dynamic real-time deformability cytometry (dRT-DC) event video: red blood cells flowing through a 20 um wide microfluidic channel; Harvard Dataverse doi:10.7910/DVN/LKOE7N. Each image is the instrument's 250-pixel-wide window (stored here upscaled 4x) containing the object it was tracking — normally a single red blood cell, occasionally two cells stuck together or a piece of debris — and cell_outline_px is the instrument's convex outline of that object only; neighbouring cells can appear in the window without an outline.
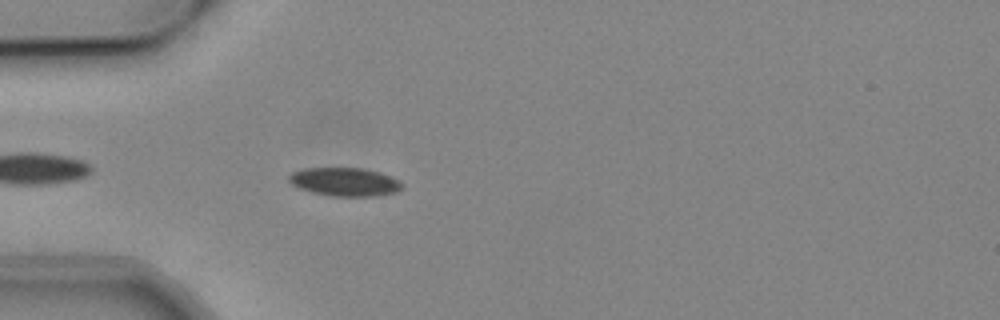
{"species": "common noctule bat (a hibernating species)", "species_latin": "Nyctalus noctula", "temperature_condition": "cold", "stored_images_in_passage": 17, "camera_frame_rate_fps": 3000, "um_per_image_px": 0.085, "animal": {"sex": "male", "body_mass_g": 19.2, "forearm_length_mm": 51.8}, "frame": {"image": 1, "passage_image": 4, "time_ms": 1.0, "image_size_px": [1000, 320], "cell_outline_px": [[404, 188], [396, 192], [376, 196], [332, 196], [312, 192], [300, 188], [292, 184], [288, 180], [288, 176], [292, 172], [304, 168], [360, 168], [380, 172], [404, 184]], "centroid_in_image_um": [29.3, 15.46], "position_along_channel_um": 55.7, "area_um2": 18.67}}
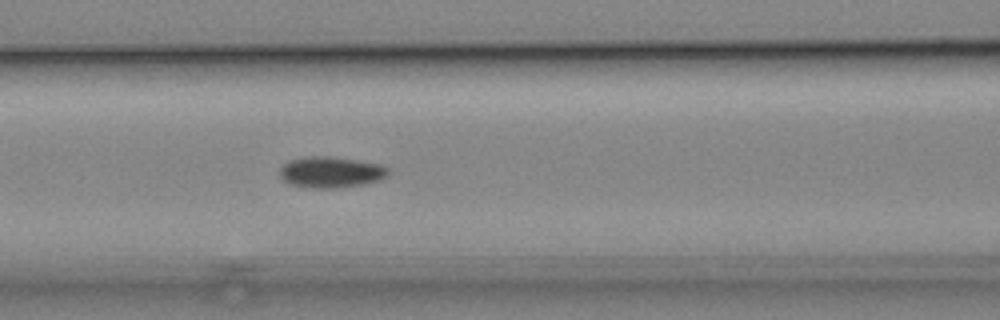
{"frame": {"image": 2, "passage_image": 11, "time_ms": 3.333, "image_size_px": [1000, 320], "cell_outline_px": [[388, 176], [380, 180], [360, 184], [336, 188], [308, 188], [288, 184], [280, 176], [280, 168], [288, 160], [308, 156], [332, 156], [380, 164], [388, 168]], "centroid_in_image_um": [28.09, 14.63], "position_along_channel_um": 138.5, "area_um2": 19.71}}
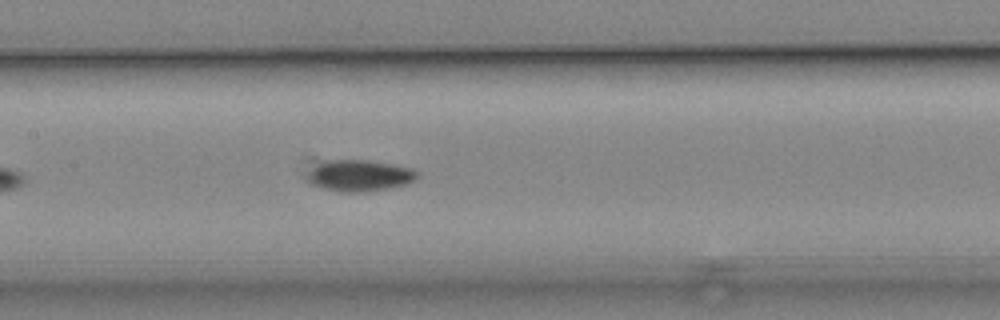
{"frame": {"image": 3, "passage_image": 14, "time_ms": 4.333, "image_size_px": [1000, 320], "cell_outline_px": [[416, 176], [412, 180], [404, 184], [384, 188], [356, 192], [340, 192], [324, 188], [312, 184], [308, 180], [308, 176], [320, 164], [328, 160], [364, 160], [412, 168], [416, 172]], "centroid_in_image_um": [30.54, 14.92], "position_along_channel_um": 176.9, "area_um2": 19.02}}